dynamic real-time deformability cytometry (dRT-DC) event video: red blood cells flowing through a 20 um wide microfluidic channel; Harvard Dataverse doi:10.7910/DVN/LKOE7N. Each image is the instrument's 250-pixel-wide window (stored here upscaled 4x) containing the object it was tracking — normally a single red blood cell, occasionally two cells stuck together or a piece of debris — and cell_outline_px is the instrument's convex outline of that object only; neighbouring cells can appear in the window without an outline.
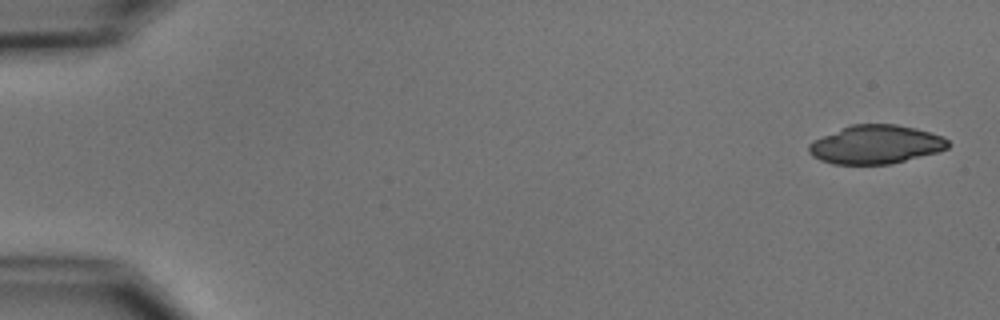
{"species": "common noctule bat (a hibernating species)", "species_latin": "Nyctalus noctula", "temperature_condition": "cold", "stored_images_in_passage": 4, "camera_frame_rate_fps": 3000, "um_per_image_px": 0.085, "animal": {"sex": "male", "body_mass_g": 15.6}, "frame": {"image": 1, "passage_image": 1, "time_ms": 0.0, "image_size_px": [1000, 320], "cell_outline_px": [[948, 148], [936, 152], [892, 164], [832, 164], [820, 160], [812, 156], [808, 152], [808, 144], [824, 136], [852, 124], [896, 124], [916, 128], [944, 136], [948, 140]], "centroid_in_image_um": [74.45, 12.29], "position_along_channel_um": 10.5, "area_um2": 31.15}}